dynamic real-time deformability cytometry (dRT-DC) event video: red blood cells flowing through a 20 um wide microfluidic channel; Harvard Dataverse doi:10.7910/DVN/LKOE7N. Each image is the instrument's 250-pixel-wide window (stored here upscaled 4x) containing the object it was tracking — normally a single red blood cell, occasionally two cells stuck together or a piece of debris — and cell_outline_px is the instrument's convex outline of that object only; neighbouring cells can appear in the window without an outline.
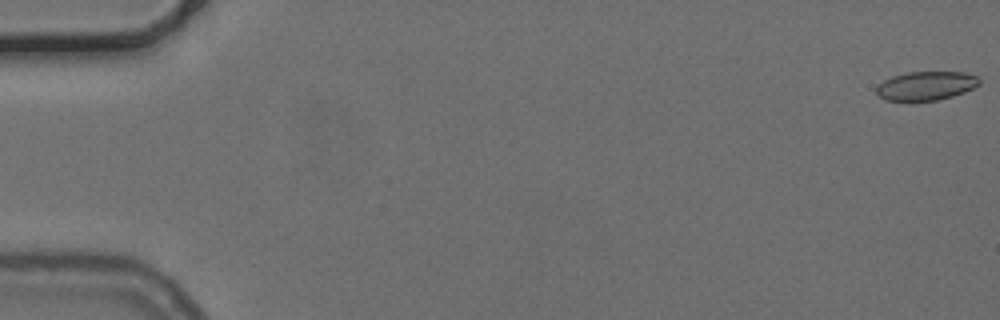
{"species": "common noctule bat (a hibernating species)", "species_latin": "Nyctalus noctula", "temperature_condition": "cold", "stored_images_in_passage": 8, "camera_frame_rate_fps": 3000, "um_per_image_px": 0.085, "animal": {"sex": "female", "body_mass_g": 24.6, "forearm_length_mm": 56.2}, "frame": {"image": 1, "passage_image": 1, "time_ms": 0.0, "image_size_px": [1000, 320], "cell_outline_px": [[980, 84], [964, 92], [952, 96], [936, 100], [884, 100], [876, 92], [876, 88], [884, 80], [892, 76], [908, 72], [964, 72], [976, 76], [980, 80]], "centroid_in_image_um": [78.72, 7.28], "position_along_channel_um": 6.3, "area_um2": 17.05}}